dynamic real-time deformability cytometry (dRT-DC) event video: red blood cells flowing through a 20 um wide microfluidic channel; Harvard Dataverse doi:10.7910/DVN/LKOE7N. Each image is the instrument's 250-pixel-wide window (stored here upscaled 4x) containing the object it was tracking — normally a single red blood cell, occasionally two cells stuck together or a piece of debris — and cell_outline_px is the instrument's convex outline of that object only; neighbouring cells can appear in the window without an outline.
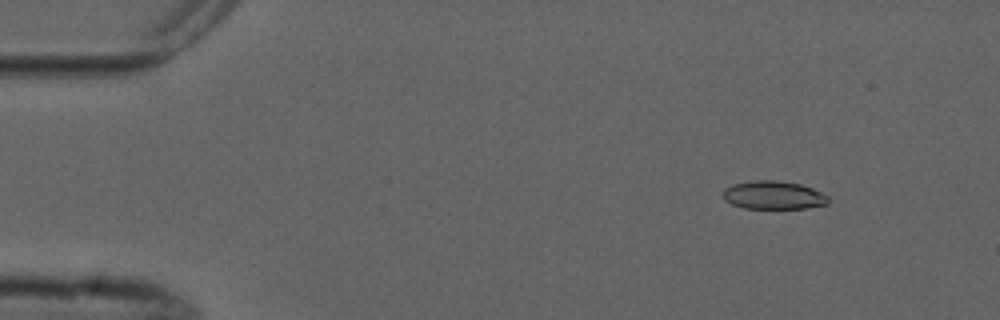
{"species": "common noctule bat (a hibernating species)", "species_latin": "Nyctalus noctula", "temperature_condition": "cold", "stored_images_in_passage": 4, "camera_frame_rate_fps": 3000, "um_per_image_px": 0.085, "animal": {"sex": "male", "forearm_length_mm": 52.5}, "frame": {"image": 1, "passage_image": 1, "time_ms": 0.0, "image_size_px": [1000, 320], "cell_outline_px": [[828, 204], [804, 208], [744, 208], [732, 204], [724, 200], [724, 188], [732, 184], [756, 180], [776, 180], [800, 184], [812, 188], [828, 196]], "centroid_in_image_um": [65.73, 16.58], "position_along_channel_um": 19.3, "area_um2": 17.22}}
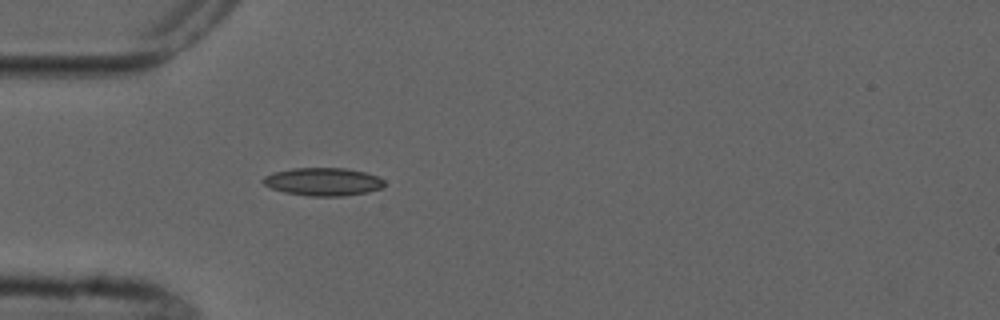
{"frame": {"image": 2, "passage_image": 4, "time_ms": 3.333, "image_size_px": [1000, 320], "cell_outline_px": [[384, 188], [368, 192], [340, 196], [308, 196], [284, 192], [272, 188], [264, 184], [260, 180], [264, 176], [276, 172], [292, 168], [344, 168], [364, 172], [376, 176], [384, 180]], "centroid_in_image_um": [27.46, 15.45], "position_along_channel_um": 57.5, "area_um2": 19.71}}